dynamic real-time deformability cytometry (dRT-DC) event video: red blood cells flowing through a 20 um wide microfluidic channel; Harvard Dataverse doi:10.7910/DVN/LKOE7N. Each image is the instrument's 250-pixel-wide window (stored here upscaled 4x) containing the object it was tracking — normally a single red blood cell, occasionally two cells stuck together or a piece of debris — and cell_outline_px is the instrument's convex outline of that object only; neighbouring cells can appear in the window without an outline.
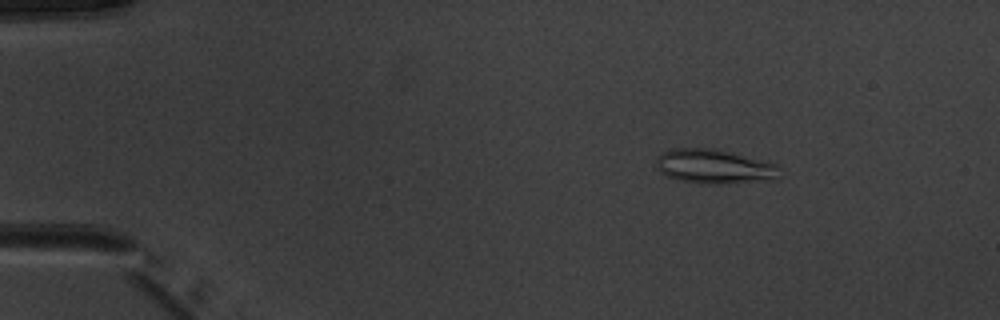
{"species": "common noctule bat (a hibernating species)", "species_latin": "Nyctalus noctula", "temperature_condition": "warm", "stored_images_in_passage": 50, "camera_frame_rate_fps": 3000, "um_per_image_px": 0.085, "animal": {"sex": "male", "body_mass_g": 20.1, "forearm_length_mm": 53.5}, "frame": {"image": 1, "passage_image": 7, "time_ms": 2.0, "image_size_px": [1000, 320], "cell_outline_px": [[780, 164], [776, 180], [720, 184], [700, 184], [680, 180], [668, 176], [660, 172], [656, 168], [656, 160], [664, 152], [672, 148], [712, 148]], "centroid_in_image_um": [60.73, 14.17], "position_along_channel_um": 24.3, "area_um2": 24.8}}
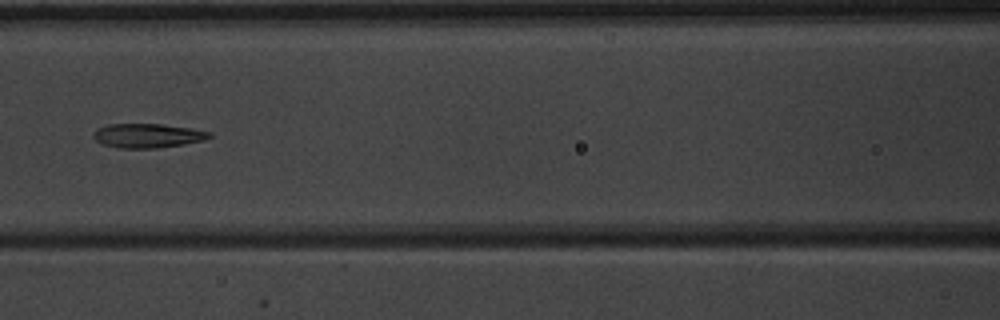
{"frame": {"image": 2, "passage_image": 23, "time_ms": 7.333, "image_size_px": [1000, 320], "cell_outline_px": [[212, 136], [204, 140], [184, 144], [156, 148], [120, 148], [104, 144], [96, 140], [92, 136], [92, 132], [96, 128], [108, 124], [160, 124], [192, 128], [212, 132]], "centroid_in_image_um": [12.54, 11.52], "position_along_channel_um": 154.1, "area_um2": 16.42}}
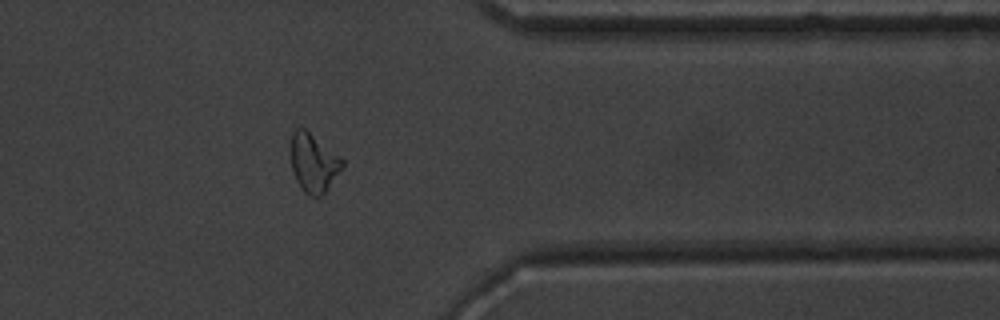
{"frame": {"image": 3, "passage_image": 41, "time_ms": 13.333, "image_size_px": [1000, 320], "cell_outline_px": [[344, 164], [324, 192], [320, 196], [308, 196], [300, 188], [296, 180], [292, 168], [292, 132], [296, 128], [304, 128], [340, 156], [344, 160]], "centroid_in_image_um": [26.64, 13.84], "position_along_channel_um": 384.8, "area_um2": 17.11}, "authors_computed_cell_mechanics": {"area_um2": 17.5712, "velocity_mm_per_s": 4.0085, "shape_relaxation_time_tau1_ms": 8.4179, "shape_relaxation_time_tau2_ms": 1.1476, "deformation_change_tau1": 0.2141, "deformation_change_tau2": 0.0971}}